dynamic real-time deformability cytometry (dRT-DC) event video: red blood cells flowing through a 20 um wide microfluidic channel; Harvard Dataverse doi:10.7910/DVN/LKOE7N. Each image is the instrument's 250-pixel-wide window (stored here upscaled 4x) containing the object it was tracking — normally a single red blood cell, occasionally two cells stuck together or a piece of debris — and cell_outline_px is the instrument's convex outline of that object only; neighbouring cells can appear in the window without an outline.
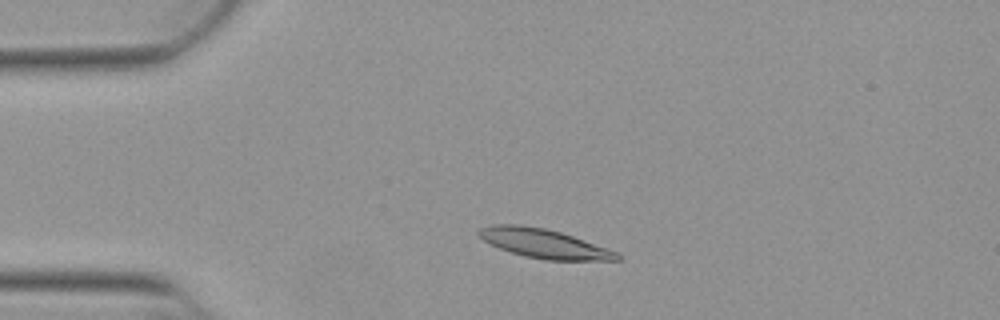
{"species": "Egyptian fruit bat (a non-hibernating species)", "species_latin": "Rousettus aegyptiacus", "temperature_condition": "warm", "stored_images_in_passage": 48, "camera_frame_rate_fps": 3000, "um_per_image_px": 0.085, "animal": {"sex": "female"}, "frame": {"image": 1, "passage_image": 7, "time_ms": 2.0, "image_size_px": [1000, 320], "cell_outline_px": [[624, 260], [548, 260], [524, 256], [500, 248], [484, 240], [476, 232], [480, 228], [492, 224], [520, 224], [544, 228], [560, 232], [572, 236], [616, 252]], "centroid_in_image_um": [46.2, 20.69], "position_along_channel_um": 38.8, "area_um2": 23.06}}
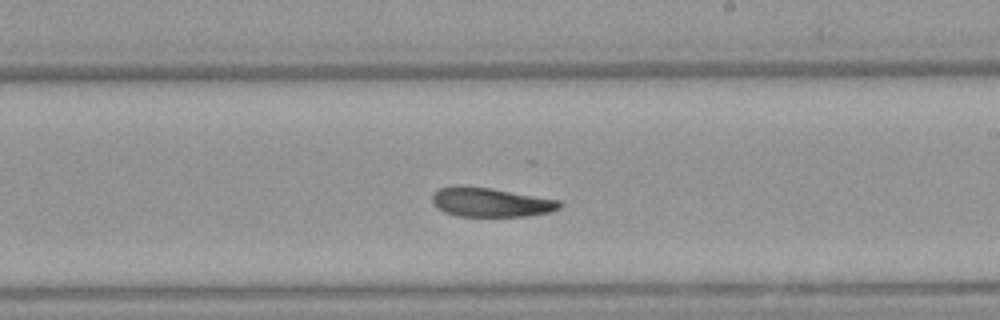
{"frame": {"image": 2, "passage_image": 26, "time_ms": 8.333, "image_size_px": [1000, 320], "cell_outline_px": [[564, 204], [560, 208], [548, 212], [524, 216], [456, 216], [444, 212], [436, 208], [432, 204], [432, 196], [440, 188], [492, 188], [560, 200]], "centroid_in_image_um": [41.76, 17.23], "position_along_channel_um": 247.2, "area_um2": 21.15}}
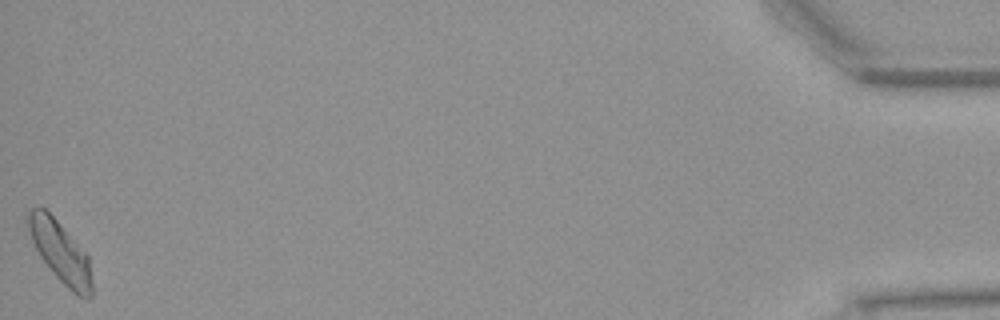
{"frame": {"image": 3, "passage_image": 48, "time_ms": 15.667, "image_size_px": [1000, 320], "cell_outline_px": [[92, 296], [88, 300], [72, 292], [52, 272], [40, 256], [32, 240], [28, 228], [28, 208], [44, 208], [56, 220], [88, 256], [92, 284]], "centroid_in_image_um": [5.14, 21.45], "position_along_channel_um": 430.1, "area_um2": 22.14}, "authors_computed_cell_mechanics": {"area_um2": 22.3108, "velocity_mm_per_s": 3.8291, "shape_relaxation_time_tau1_ms": 4.3745, "shape_relaxation_time_tau2_ms": 7.1186, "deformation_change_tau1": 0.1503, "deformation_change_tau2": 0.158}}